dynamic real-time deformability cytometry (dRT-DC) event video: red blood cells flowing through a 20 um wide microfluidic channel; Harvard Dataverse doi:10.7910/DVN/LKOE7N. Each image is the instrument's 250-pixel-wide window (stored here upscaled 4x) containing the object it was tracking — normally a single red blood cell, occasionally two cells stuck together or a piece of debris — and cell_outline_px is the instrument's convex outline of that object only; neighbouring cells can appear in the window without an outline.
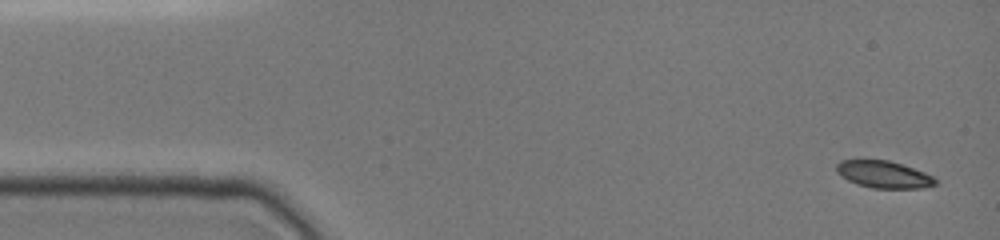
{"species": "common noctule bat (a hibernating species)", "species_latin": "Nyctalus noctula", "temperature_condition": "cold", "stored_images_in_passage": 11, "camera_frame_rate_fps": 3000, "um_per_image_px": 0.085, "animal": {"sex": "female", "body_mass_g": 19.0, "forearm_length_mm": 51.5}, "frame": {"image": 1, "passage_image": 1, "time_ms": 0.0, "image_size_px": [1000, 240], "cell_outline_px": [[936, 184], [924, 188], [872, 188], [856, 184], [848, 180], [836, 172], [836, 164], [840, 160], [888, 160], [924, 172], [932, 176], [936, 180]], "centroid_in_image_um": [75.09, 14.83], "position_along_channel_um": 9.9, "area_um2": 15.49}}
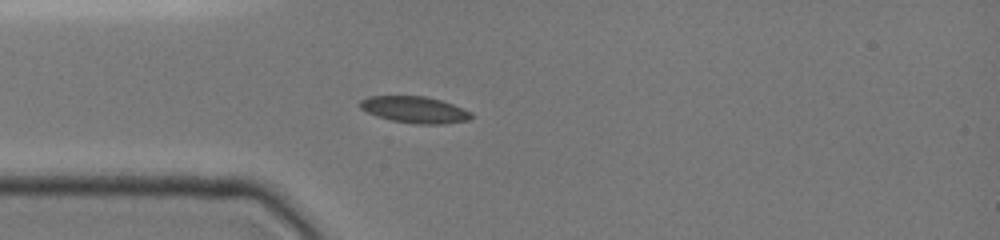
{"frame": {"image": 2, "passage_image": 7, "time_ms": 3.667, "image_size_px": [1000, 240], "cell_outline_px": [[472, 116], [468, 120], [444, 124], [416, 124], [392, 120], [368, 112], [360, 108], [360, 100], [368, 96], [424, 96], [440, 100], [452, 104], [472, 112]], "centroid_in_image_um": [35.26, 9.32], "position_along_channel_um": 49.7, "area_um2": 16.99}}
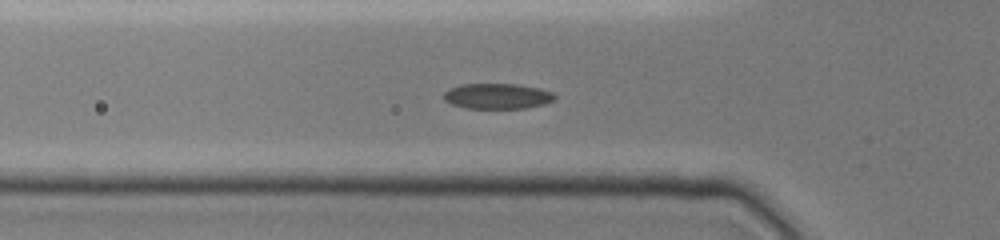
{"frame": {"image": 3, "passage_image": 10, "time_ms": 4.667, "image_size_px": [1000, 240], "cell_outline_px": [[556, 96], [552, 100], [544, 104], [524, 108], [464, 108], [452, 104], [444, 100], [444, 92], [448, 88], [460, 84], [520, 84], [540, 88], [552, 92]], "centroid_in_image_um": [42.25, 8.16], "position_along_channel_um": 83.6, "area_um2": 16.53}}